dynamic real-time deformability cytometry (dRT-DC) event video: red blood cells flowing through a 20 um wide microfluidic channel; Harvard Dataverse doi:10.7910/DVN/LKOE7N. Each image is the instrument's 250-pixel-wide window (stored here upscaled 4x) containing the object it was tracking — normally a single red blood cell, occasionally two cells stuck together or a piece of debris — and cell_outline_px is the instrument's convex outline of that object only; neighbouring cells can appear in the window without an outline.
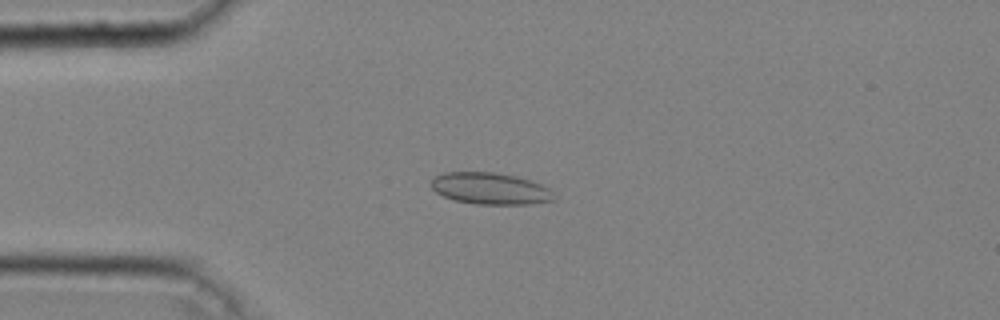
{"species": "common noctule bat (a hibernating species)", "species_latin": "Nyctalus noctula", "temperature_condition": "cold", "stored_images_in_passage": 43, "camera_frame_rate_fps": 3000, "um_per_image_px": 0.085, "animal": {"sex": "male", "body_mass_g": 20.4}, "frame": {"image": 1, "passage_image": 12, "time_ms": 3.667, "image_size_px": [1000, 320], "cell_outline_px": [[556, 200], [528, 204], [476, 204], [456, 200], [444, 196], [436, 192], [428, 184], [436, 176], [444, 172], [492, 172], [516, 176], [540, 184], [548, 188], [552, 192]], "centroid_in_image_um": [41.65, 16.02], "position_along_channel_um": 43.3, "area_um2": 22.54}}
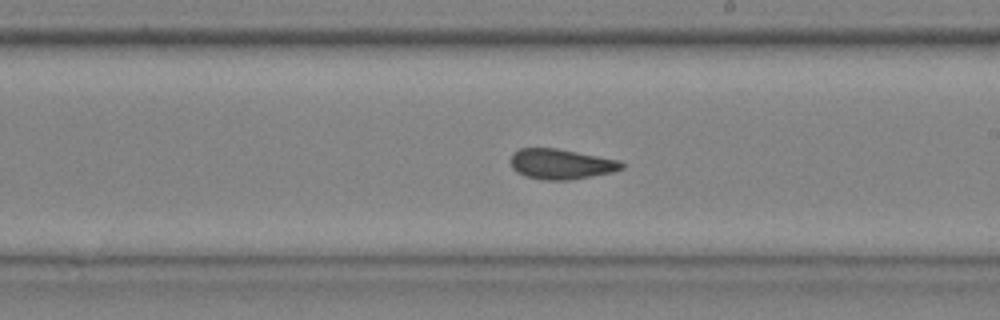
{"frame": {"image": 2, "passage_image": 28, "time_ms": 9.0, "image_size_px": [1000, 320], "cell_outline_px": [[624, 168], [612, 172], [568, 180], [544, 180], [528, 176], [516, 172], [512, 168], [512, 152], [520, 148], [556, 148], [620, 160], [624, 164]], "centroid_in_image_um": [47.69, 13.94], "position_along_channel_um": 241.3, "area_um2": 19.42}}
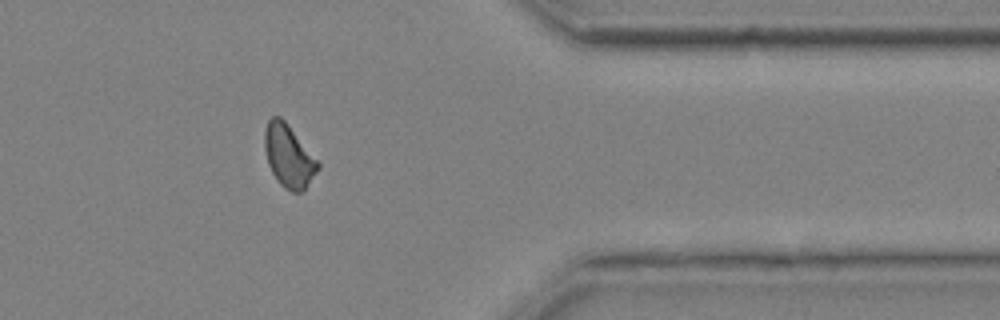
{"frame": {"image": 3, "passage_image": 40, "time_ms": 13.0, "image_size_px": [1000, 320], "cell_outline_px": [[320, 168], [304, 188], [300, 192], [292, 192], [284, 188], [276, 180], [268, 164], [264, 148], [264, 128], [268, 120], [272, 116], [280, 116], [288, 124], [320, 164]], "centroid_in_image_um": [24.5, 13.25], "position_along_channel_um": 386.9, "area_um2": 19.31}, "authors_computed_cell_mechanics": {"area_um2": 20.23, "velocity_mm_per_s": 4.061, "shape_relaxation_time_tau1_ms": 9.3583, "shape_relaxation_time_tau2_ms": 2.0201, "deformation_change_tau1": 0.1322, "deformation_change_tau2": 0.0523}}